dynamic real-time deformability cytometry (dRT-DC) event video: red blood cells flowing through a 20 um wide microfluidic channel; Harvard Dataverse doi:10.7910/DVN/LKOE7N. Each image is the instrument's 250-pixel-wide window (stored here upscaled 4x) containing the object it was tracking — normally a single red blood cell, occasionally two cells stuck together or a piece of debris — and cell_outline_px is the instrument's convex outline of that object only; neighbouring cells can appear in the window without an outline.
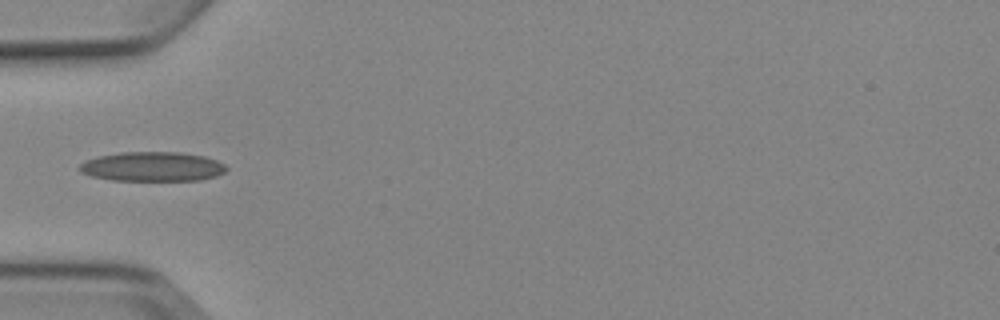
{"species": "Egyptian fruit bat (a non-hibernating species)", "species_latin": "Rousettus aegyptiacus", "temperature_condition": "cold", "stored_images_in_passage": 4, "camera_frame_rate_fps": 3000, "um_per_image_px": 0.085, "animal": {"sex": "female"}, "frame": {"image": 1, "passage_image": 4, "time_ms": 3.333, "image_size_px": [1000, 320], "cell_outline_px": [[228, 168], [224, 172], [216, 176], [200, 180], [112, 180], [92, 176], [80, 172], [76, 168], [84, 160], [96, 156], [120, 152], [180, 152], [204, 156], [216, 160], [224, 164]], "centroid_in_image_um": [12.91, 14.15], "position_along_channel_um": 72.1, "area_um2": 25.37}}